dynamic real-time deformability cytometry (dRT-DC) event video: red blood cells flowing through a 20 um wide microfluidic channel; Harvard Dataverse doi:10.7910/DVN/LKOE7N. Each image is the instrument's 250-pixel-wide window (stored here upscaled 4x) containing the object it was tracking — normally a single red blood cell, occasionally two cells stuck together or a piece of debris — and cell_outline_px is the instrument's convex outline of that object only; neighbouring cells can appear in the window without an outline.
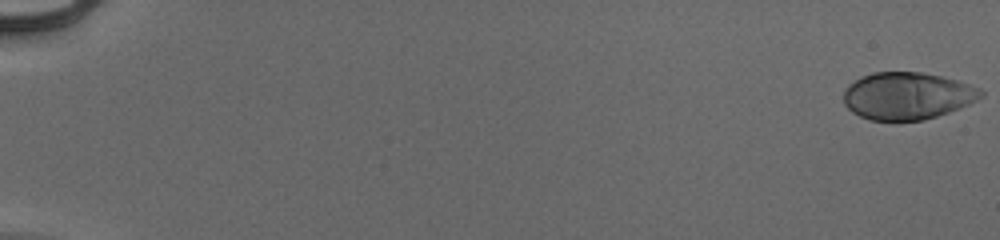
{"species": "human", "species_latin": "Homo sapiens", "temperature_condition": "cold", "stored_images_in_passage": 55, "camera_frame_rate_fps": 3000, "um_per_image_px": 0.085, "donor": {"sex": "male"}, "frame": {"image": 1, "passage_image": 1, "time_ms": 0.0, "image_size_px": [1000, 240], "cell_outline_px": [[984, 96], [960, 108], [924, 120], [868, 120], [852, 112], [844, 104], [844, 92], [848, 84], [860, 76], [872, 72], [924, 72], [956, 80], [980, 88], [984, 92]], "centroid_in_image_um": [77.1, 8.14], "position_along_channel_um": 7.9, "area_um2": 37.86}}
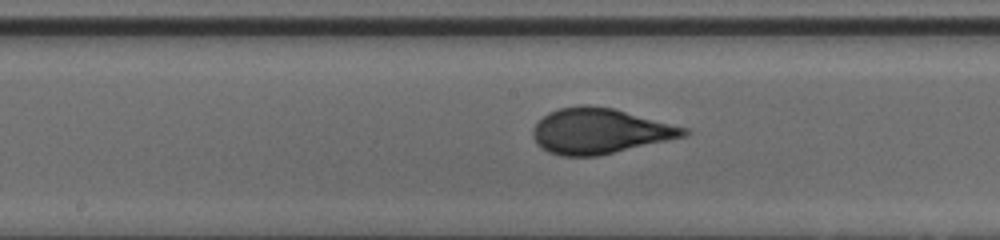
{"frame": {"image": 2, "passage_image": 31, "time_ms": 10.0, "image_size_px": [1000, 240], "cell_outline_px": [[692, 132], [684, 136], [596, 156], [560, 156], [548, 152], [532, 136], [532, 128], [548, 112], [560, 108], [580, 104], [588, 104], [612, 108], [688, 128]], "centroid_in_image_um": [50.96, 11.12], "position_along_channel_um": 197.2, "area_um2": 39.48}}
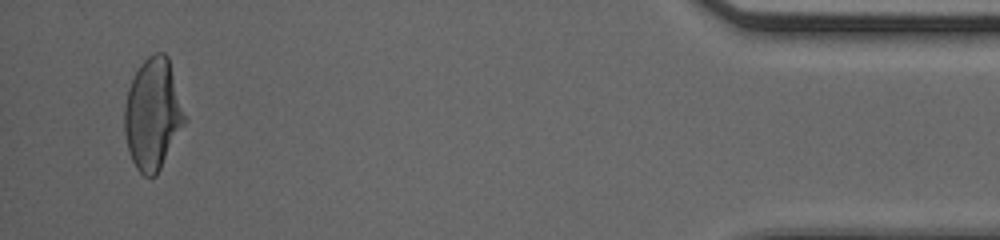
{"frame": {"image": 3, "passage_image": 53, "time_ms": 17.333, "image_size_px": [1000, 240], "cell_outline_px": [[188, 120], [156, 176], [144, 176], [136, 168], [132, 160], [128, 148], [124, 132], [124, 108], [128, 88], [140, 64], [148, 56], [156, 52], [164, 52], [168, 56]], "centroid_in_image_um": [13.01, 9.7], "position_along_channel_um": 422.2, "area_um2": 39.36}, "authors_computed_cell_mechanics": {"area_um2": 38.8416, "velocity_mm_per_s": 3.9623, "shape_relaxation_time_tau1_ms": 5.2514, "shape_relaxation_time_tau2_ms": null, "deformation_change_tau1": 0.2147, "deformation_change_tau2": null}}